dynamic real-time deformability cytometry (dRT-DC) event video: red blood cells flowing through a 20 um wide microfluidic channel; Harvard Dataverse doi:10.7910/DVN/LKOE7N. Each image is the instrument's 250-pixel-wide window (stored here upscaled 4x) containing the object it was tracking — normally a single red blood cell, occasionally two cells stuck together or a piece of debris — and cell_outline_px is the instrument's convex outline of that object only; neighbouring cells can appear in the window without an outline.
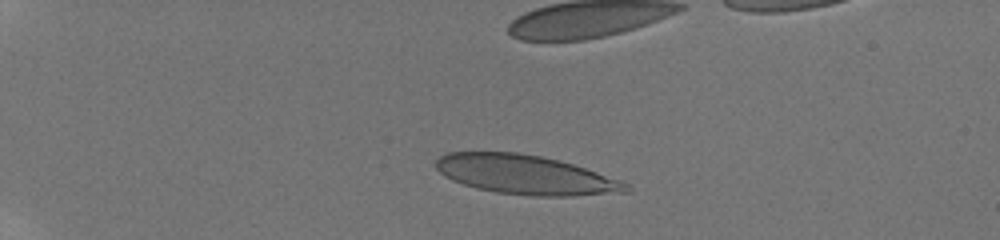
{"species": "human", "species_latin": "Homo sapiens", "temperature_condition": "room temperature", "stored_images_in_passage": 25, "camera_frame_rate_fps": 3000, "um_per_image_px": 0.085, "donor": {"sex": "male"}, "frame": {"image": 1, "passage_image": 4, "time_ms": 2.333, "image_size_px": [1000, 240], "cell_outline_px": [[632, 192], [576, 196], [532, 196], [496, 192], [476, 188], [452, 180], [444, 176], [436, 168], [436, 160], [440, 156], [448, 152], [516, 152], [540, 156], [572, 164], [620, 180], [628, 184], [632, 188]], "centroid_in_image_um": [44.69, 14.86], "position_along_channel_um": 40.3, "area_um2": 43.47}}